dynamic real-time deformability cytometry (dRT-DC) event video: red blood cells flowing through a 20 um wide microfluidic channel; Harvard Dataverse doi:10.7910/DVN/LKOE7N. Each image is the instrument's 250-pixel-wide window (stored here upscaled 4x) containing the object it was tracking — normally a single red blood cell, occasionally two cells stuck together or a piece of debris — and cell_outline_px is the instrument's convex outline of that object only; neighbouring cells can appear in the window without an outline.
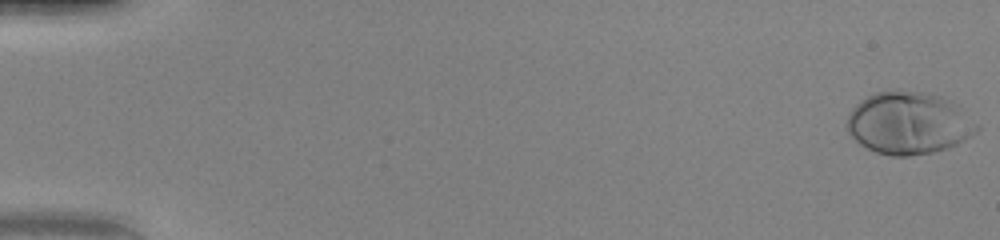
{"species": "human", "species_latin": "Homo sapiens", "temperature_condition": "warm", "stored_images_in_passage": 51, "camera_frame_rate_fps": 3000, "um_per_image_px": 0.085, "donor": {"sex": "female"}, "frame": {"image": 1, "passage_image": 1, "time_ms": 0.0, "image_size_px": [1000, 240], "cell_outline_px": [[980, 128], [976, 132], [964, 140], [948, 148], [932, 152], [908, 156], [892, 156], [876, 152], [864, 148], [848, 132], [844, 124], [852, 108], [860, 100], [876, 92], [888, 88], [900, 88], [928, 92], [952, 100], [960, 104]], "centroid_in_image_um": [77.23, 10.42], "position_along_channel_um": 7.8, "area_um2": 48.21}}
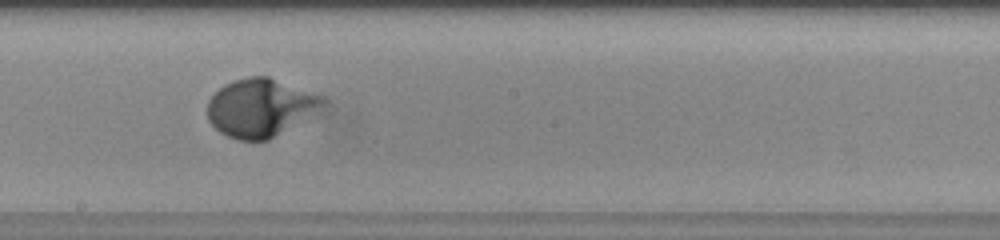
{"frame": {"image": 2, "passage_image": 30, "time_ms": 9.667, "image_size_px": [1000, 240], "cell_outline_px": [[328, 104], [312, 116], [268, 140], [240, 140], [228, 136], [220, 132], [208, 120], [208, 100], [224, 84], [248, 76], [268, 76], [324, 96], [328, 100]], "centroid_in_image_um": [22.19, 9.15], "position_along_channel_um": 226.0, "area_um2": 39.25}}
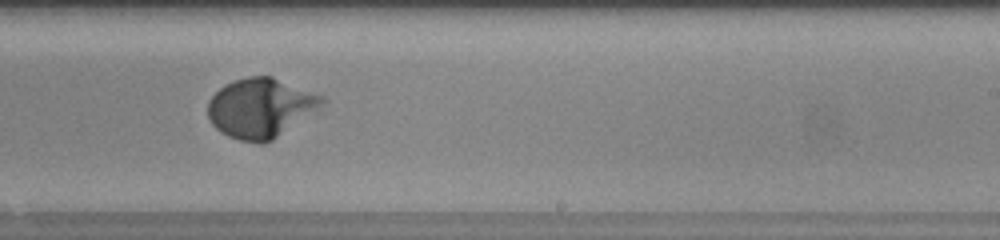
{"frame": {"image": 3, "passage_image": 33, "time_ms": 10.667, "image_size_px": [1000, 240], "cell_outline_px": [[324, 104], [272, 140], [264, 144], [260, 144], [240, 140], [228, 136], [220, 132], [212, 124], [208, 116], [208, 100], [220, 88], [236, 80], [248, 76], [272, 76], [324, 96]], "centroid_in_image_um": [22.13, 9.18], "position_along_channel_um": 266.9, "area_um2": 39.19}, "authors_computed_cell_mechanics": {"area_um2": 38.6104, "velocity_mm_per_s": 4.0898, "shape_relaxation_time_tau1_ms": 2.6789, "shape_relaxation_time_tau2_ms": null, "deformation_change_tau1": 0.2086, "deformation_change_tau2": null}}